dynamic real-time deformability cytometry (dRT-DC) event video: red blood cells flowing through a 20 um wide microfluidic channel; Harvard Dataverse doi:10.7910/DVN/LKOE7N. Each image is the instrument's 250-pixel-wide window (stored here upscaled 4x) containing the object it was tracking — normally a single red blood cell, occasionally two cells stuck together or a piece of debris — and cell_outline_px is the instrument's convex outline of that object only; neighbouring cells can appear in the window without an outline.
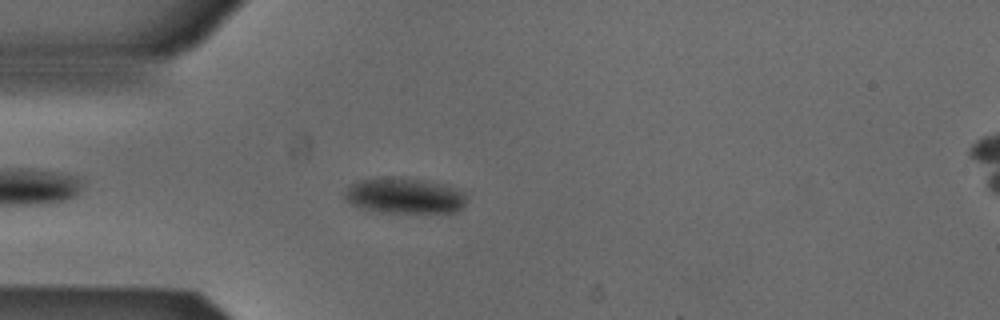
{"species": "Egyptian fruit bat (a non-hibernating species)", "species_latin": "Rousettus aegyptiacus", "temperature_condition": "cold", "stored_images_in_passage": 43, "camera_frame_rate_fps": 3000, "um_per_image_px": 0.085, "animal": {"sex": "male"}, "frame": {"image": 1, "passage_image": 5, "time_ms": 1.333, "image_size_px": [1000, 320], "cell_outline_px": [[468, 196], [464, 204], [456, 212], [376, 212], [352, 204], [344, 200], [340, 192], [348, 184], [360, 180], [384, 176], [404, 176], [448, 184], [464, 192]], "centroid_in_image_um": [34.32, 16.59], "position_along_channel_um": 50.7, "area_um2": 26.24}}
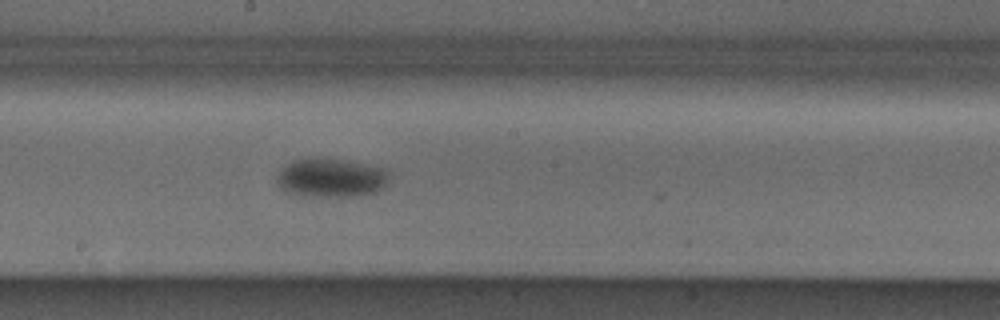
{"frame": {"image": 2, "passage_image": 19, "time_ms": 6.0, "image_size_px": [1000, 320], "cell_outline_px": [[388, 184], [376, 192], [356, 196], [308, 196], [284, 192], [280, 188], [276, 180], [276, 176], [284, 164], [292, 160], [308, 156], [320, 156], [344, 160], [388, 168]], "centroid_in_image_um": [28.1, 15.08], "position_along_channel_um": 220.1, "area_um2": 26.24}}
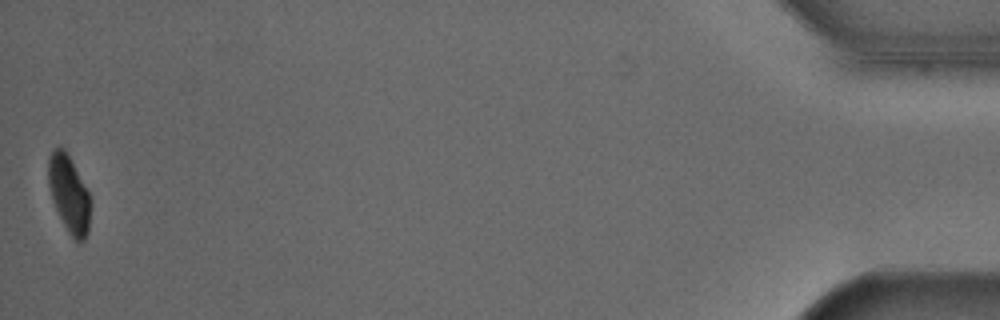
{"frame": {"image": 3, "passage_image": 43, "time_ms": 14.0, "image_size_px": [1000, 320], "cell_outline_px": [[92, 200], [88, 232], [84, 240], [80, 244], [72, 236], [64, 224], [52, 200], [48, 184], [48, 156], [52, 148], [60, 144], [64, 148], [88, 192]], "centroid_in_image_um": [5.86, 16.46], "position_along_channel_um": 429.3, "area_um2": 18.96}, "authors_computed_cell_mechanics": {"area_um2": 24.6806, "velocity_mm_per_s": 3.8621, "shape_relaxation_time_tau1_ms": 3.6463, "shape_relaxation_time_tau2_ms": null, "deformation_change_tau1": 0.0599, "deformation_change_tau2": null}}